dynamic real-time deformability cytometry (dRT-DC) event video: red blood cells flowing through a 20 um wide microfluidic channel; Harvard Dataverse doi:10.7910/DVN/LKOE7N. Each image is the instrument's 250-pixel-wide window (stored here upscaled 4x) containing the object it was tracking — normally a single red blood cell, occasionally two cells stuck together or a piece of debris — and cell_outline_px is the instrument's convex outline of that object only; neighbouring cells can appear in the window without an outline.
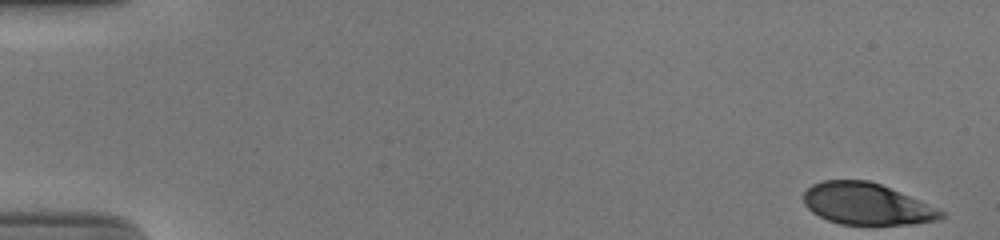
{"species": "human", "species_latin": "Homo sapiens", "temperature_condition": "cold", "stored_images_in_passage": 52, "camera_frame_rate_fps": 3000, "um_per_image_px": 0.085, "donor": {"sex": "male"}, "frame": {"image": 1, "passage_image": 1, "time_ms": 0.0, "image_size_px": [1000, 240], "cell_outline_px": [[944, 216], [936, 220], [916, 224], [840, 224], [828, 220], [812, 212], [804, 204], [804, 192], [812, 184], [824, 180], [868, 180], [880, 184], [936, 208], [944, 212]], "centroid_in_image_um": [73.62, 17.33], "position_along_channel_um": 11.4, "area_um2": 32.83}}
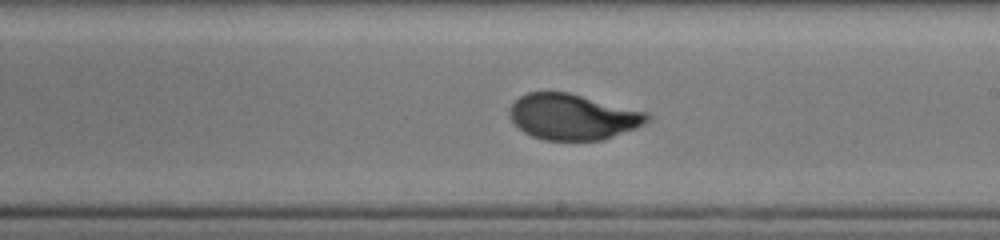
{"frame": {"image": 2, "passage_image": 31, "time_ms": 10.0, "image_size_px": [1000, 240], "cell_outline_px": [[652, 120], [636, 128], [604, 140], [544, 140], [532, 136], [524, 132], [508, 116], [508, 108], [520, 96], [528, 92], [568, 92], [648, 112], [652, 116]], "centroid_in_image_um": [48.71, 9.93], "position_along_channel_um": 240.3, "area_um2": 36.93}}
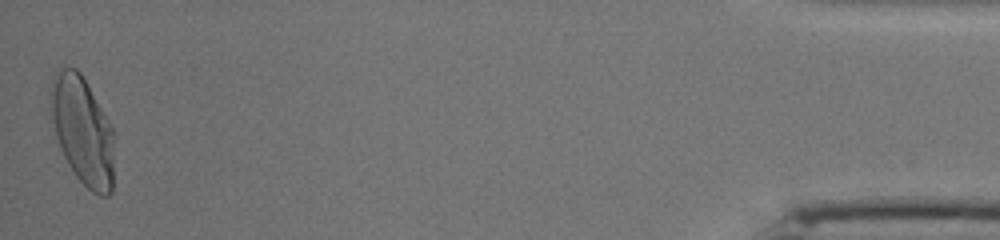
{"frame": {"image": 3, "passage_image": 52, "time_ms": 17.0, "image_size_px": [1000, 240], "cell_outline_px": [[116, 132], [112, 192], [108, 196], [100, 196], [92, 192], [76, 176], [68, 164], [60, 148], [56, 136], [48, 104], [48, 92], [56, 68], [76, 68], [80, 72]], "centroid_in_image_um": [7.02, 11.1], "position_along_channel_um": 428.2, "area_um2": 40.98}, "authors_computed_cell_mechanics": {"area_um2": 36.8475, "velocity_mm_per_s": 3.8709, "shape_relaxation_time_tau1_ms": 3.3584, "shape_relaxation_time_tau2_ms": null, "deformation_change_tau1": 0.1846, "deformation_change_tau2": null}}